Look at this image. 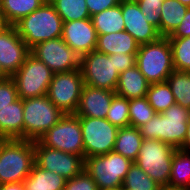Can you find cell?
Masks as SVG:
<instances>
[{
  "label": "cell",
  "instance_id": "7",
  "mask_svg": "<svg viewBox=\"0 0 190 190\" xmlns=\"http://www.w3.org/2000/svg\"><path fill=\"white\" fill-rule=\"evenodd\" d=\"M176 148L155 139H143L137 159L134 161L158 184L168 186L171 163Z\"/></svg>",
  "mask_w": 190,
  "mask_h": 190
},
{
  "label": "cell",
  "instance_id": "1",
  "mask_svg": "<svg viewBox=\"0 0 190 190\" xmlns=\"http://www.w3.org/2000/svg\"><path fill=\"white\" fill-rule=\"evenodd\" d=\"M189 119L190 109L175 103L162 113H156L138 129L143 139L159 140L179 149L183 145Z\"/></svg>",
  "mask_w": 190,
  "mask_h": 190
},
{
  "label": "cell",
  "instance_id": "24",
  "mask_svg": "<svg viewBox=\"0 0 190 190\" xmlns=\"http://www.w3.org/2000/svg\"><path fill=\"white\" fill-rule=\"evenodd\" d=\"M143 137L136 127H123L117 131L114 152L129 158L133 162L137 159Z\"/></svg>",
  "mask_w": 190,
  "mask_h": 190
},
{
  "label": "cell",
  "instance_id": "47",
  "mask_svg": "<svg viewBox=\"0 0 190 190\" xmlns=\"http://www.w3.org/2000/svg\"><path fill=\"white\" fill-rule=\"evenodd\" d=\"M102 190H123V188H122V187H120V188H113V189H102Z\"/></svg>",
  "mask_w": 190,
  "mask_h": 190
},
{
  "label": "cell",
  "instance_id": "42",
  "mask_svg": "<svg viewBox=\"0 0 190 190\" xmlns=\"http://www.w3.org/2000/svg\"><path fill=\"white\" fill-rule=\"evenodd\" d=\"M179 149L190 152V119L187 122V132H186L183 145Z\"/></svg>",
  "mask_w": 190,
  "mask_h": 190
},
{
  "label": "cell",
  "instance_id": "12",
  "mask_svg": "<svg viewBox=\"0 0 190 190\" xmlns=\"http://www.w3.org/2000/svg\"><path fill=\"white\" fill-rule=\"evenodd\" d=\"M84 80L80 68L53 74L47 97L63 113L75 114L77 111Z\"/></svg>",
  "mask_w": 190,
  "mask_h": 190
},
{
  "label": "cell",
  "instance_id": "21",
  "mask_svg": "<svg viewBox=\"0 0 190 190\" xmlns=\"http://www.w3.org/2000/svg\"><path fill=\"white\" fill-rule=\"evenodd\" d=\"M139 44L125 30L112 32L109 34L98 35L96 51L111 54H137Z\"/></svg>",
  "mask_w": 190,
  "mask_h": 190
},
{
  "label": "cell",
  "instance_id": "46",
  "mask_svg": "<svg viewBox=\"0 0 190 190\" xmlns=\"http://www.w3.org/2000/svg\"><path fill=\"white\" fill-rule=\"evenodd\" d=\"M159 190H181V189H177V188H171V187L163 186V187H161Z\"/></svg>",
  "mask_w": 190,
  "mask_h": 190
},
{
  "label": "cell",
  "instance_id": "18",
  "mask_svg": "<svg viewBox=\"0 0 190 190\" xmlns=\"http://www.w3.org/2000/svg\"><path fill=\"white\" fill-rule=\"evenodd\" d=\"M115 94V91L84 85L75 115L91 118H106Z\"/></svg>",
  "mask_w": 190,
  "mask_h": 190
},
{
  "label": "cell",
  "instance_id": "33",
  "mask_svg": "<svg viewBox=\"0 0 190 190\" xmlns=\"http://www.w3.org/2000/svg\"><path fill=\"white\" fill-rule=\"evenodd\" d=\"M146 96L129 100L130 126L139 128L156 115Z\"/></svg>",
  "mask_w": 190,
  "mask_h": 190
},
{
  "label": "cell",
  "instance_id": "19",
  "mask_svg": "<svg viewBox=\"0 0 190 190\" xmlns=\"http://www.w3.org/2000/svg\"><path fill=\"white\" fill-rule=\"evenodd\" d=\"M150 83L140 72L137 65L119 74L115 93L128 100L144 97Z\"/></svg>",
  "mask_w": 190,
  "mask_h": 190
},
{
  "label": "cell",
  "instance_id": "26",
  "mask_svg": "<svg viewBox=\"0 0 190 190\" xmlns=\"http://www.w3.org/2000/svg\"><path fill=\"white\" fill-rule=\"evenodd\" d=\"M97 35L121 32L125 30L121 1L115 7L103 10L90 17Z\"/></svg>",
  "mask_w": 190,
  "mask_h": 190
},
{
  "label": "cell",
  "instance_id": "10",
  "mask_svg": "<svg viewBox=\"0 0 190 190\" xmlns=\"http://www.w3.org/2000/svg\"><path fill=\"white\" fill-rule=\"evenodd\" d=\"M44 146L84 158V145L79 116L65 114L38 139Z\"/></svg>",
  "mask_w": 190,
  "mask_h": 190
},
{
  "label": "cell",
  "instance_id": "27",
  "mask_svg": "<svg viewBox=\"0 0 190 190\" xmlns=\"http://www.w3.org/2000/svg\"><path fill=\"white\" fill-rule=\"evenodd\" d=\"M46 0H0L1 14L8 25H14L21 18L38 9Z\"/></svg>",
  "mask_w": 190,
  "mask_h": 190
},
{
  "label": "cell",
  "instance_id": "25",
  "mask_svg": "<svg viewBox=\"0 0 190 190\" xmlns=\"http://www.w3.org/2000/svg\"><path fill=\"white\" fill-rule=\"evenodd\" d=\"M167 187L190 190V152L175 150Z\"/></svg>",
  "mask_w": 190,
  "mask_h": 190
},
{
  "label": "cell",
  "instance_id": "48",
  "mask_svg": "<svg viewBox=\"0 0 190 190\" xmlns=\"http://www.w3.org/2000/svg\"><path fill=\"white\" fill-rule=\"evenodd\" d=\"M124 1L138 2V1H140V0H124Z\"/></svg>",
  "mask_w": 190,
  "mask_h": 190
},
{
  "label": "cell",
  "instance_id": "8",
  "mask_svg": "<svg viewBox=\"0 0 190 190\" xmlns=\"http://www.w3.org/2000/svg\"><path fill=\"white\" fill-rule=\"evenodd\" d=\"M53 74L46 64L30 53L20 69L11 77L16 84L18 98L47 95Z\"/></svg>",
  "mask_w": 190,
  "mask_h": 190
},
{
  "label": "cell",
  "instance_id": "31",
  "mask_svg": "<svg viewBox=\"0 0 190 190\" xmlns=\"http://www.w3.org/2000/svg\"><path fill=\"white\" fill-rule=\"evenodd\" d=\"M161 187L135 162L130 166L122 185L123 190H159Z\"/></svg>",
  "mask_w": 190,
  "mask_h": 190
},
{
  "label": "cell",
  "instance_id": "38",
  "mask_svg": "<svg viewBox=\"0 0 190 190\" xmlns=\"http://www.w3.org/2000/svg\"><path fill=\"white\" fill-rule=\"evenodd\" d=\"M121 0H86L90 16L96 15L103 10L115 7Z\"/></svg>",
  "mask_w": 190,
  "mask_h": 190
},
{
  "label": "cell",
  "instance_id": "5",
  "mask_svg": "<svg viewBox=\"0 0 190 190\" xmlns=\"http://www.w3.org/2000/svg\"><path fill=\"white\" fill-rule=\"evenodd\" d=\"M63 116L47 95L23 99V139L38 140Z\"/></svg>",
  "mask_w": 190,
  "mask_h": 190
},
{
  "label": "cell",
  "instance_id": "45",
  "mask_svg": "<svg viewBox=\"0 0 190 190\" xmlns=\"http://www.w3.org/2000/svg\"><path fill=\"white\" fill-rule=\"evenodd\" d=\"M6 78H7V76L5 75V73L3 72V70L0 68V80H4Z\"/></svg>",
  "mask_w": 190,
  "mask_h": 190
},
{
  "label": "cell",
  "instance_id": "16",
  "mask_svg": "<svg viewBox=\"0 0 190 190\" xmlns=\"http://www.w3.org/2000/svg\"><path fill=\"white\" fill-rule=\"evenodd\" d=\"M121 9L125 31L139 45L156 41L161 37L158 29L146 20L137 2L121 0Z\"/></svg>",
  "mask_w": 190,
  "mask_h": 190
},
{
  "label": "cell",
  "instance_id": "14",
  "mask_svg": "<svg viewBox=\"0 0 190 190\" xmlns=\"http://www.w3.org/2000/svg\"><path fill=\"white\" fill-rule=\"evenodd\" d=\"M30 53L46 64L54 74L80 68V55L71 49L62 37L43 41L34 46Z\"/></svg>",
  "mask_w": 190,
  "mask_h": 190
},
{
  "label": "cell",
  "instance_id": "4",
  "mask_svg": "<svg viewBox=\"0 0 190 190\" xmlns=\"http://www.w3.org/2000/svg\"><path fill=\"white\" fill-rule=\"evenodd\" d=\"M136 65L150 84L165 82L175 70L168 37L161 36L156 41L139 45Z\"/></svg>",
  "mask_w": 190,
  "mask_h": 190
},
{
  "label": "cell",
  "instance_id": "44",
  "mask_svg": "<svg viewBox=\"0 0 190 190\" xmlns=\"http://www.w3.org/2000/svg\"><path fill=\"white\" fill-rule=\"evenodd\" d=\"M178 1L190 8V0H178Z\"/></svg>",
  "mask_w": 190,
  "mask_h": 190
},
{
  "label": "cell",
  "instance_id": "9",
  "mask_svg": "<svg viewBox=\"0 0 190 190\" xmlns=\"http://www.w3.org/2000/svg\"><path fill=\"white\" fill-rule=\"evenodd\" d=\"M80 70L84 85L115 91L119 72L115 66V54L107 55L96 50L81 56Z\"/></svg>",
  "mask_w": 190,
  "mask_h": 190
},
{
  "label": "cell",
  "instance_id": "43",
  "mask_svg": "<svg viewBox=\"0 0 190 190\" xmlns=\"http://www.w3.org/2000/svg\"><path fill=\"white\" fill-rule=\"evenodd\" d=\"M8 24L6 23L3 15L0 13V31H2Z\"/></svg>",
  "mask_w": 190,
  "mask_h": 190
},
{
  "label": "cell",
  "instance_id": "15",
  "mask_svg": "<svg viewBox=\"0 0 190 190\" xmlns=\"http://www.w3.org/2000/svg\"><path fill=\"white\" fill-rule=\"evenodd\" d=\"M29 54V47L14 25L0 31V68L7 77H12L20 69Z\"/></svg>",
  "mask_w": 190,
  "mask_h": 190
},
{
  "label": "cell",
  "instance_id": "37",
  "mask_svg": "<svg viewBox=\"0 0 190 190\" xmlns=\"http://www.w3.org/2000/svg\"><path fill=\"white\" fill-rule=\"evenodd\" d=\"M18 99L16 84L11 77L0 80V110Z\"/></svg>",
  "mask_w": 190,
  "mask_h": 190
},
{
  "label": "cell",
  "instance_id": "34",
  "mask_svg": "<svg viewBox=\"0 0 190 190\" xmlns=\"http://www.w3.org/2000/svg\"><path fill=\"white\" fill-rule=\"evenodd\" d=\"M106 119L118 128L129 127V100L115 94L112 98Z\"/></svg>",
  "mask_w": 190,
  "mask_h": 190
},
{
  "label": "cell",
  "instance_id": "39",
  "mask_svg": "<svg viewBox=\"0 0 190 190\" xmlns=\"http://www.w3.org/2000/svg\"><path fill=\"white\" fill-rule=\"evenodd\" d=\"M136 65V54H115V66L120 73Z\"/></svg>",
  "mask_w": 190,
  "mask_h": 190
},
{
  "label": "cell",
  "instance_id": "28",
  "mask_svg": "<svg viewBox=\"0 0 190 190\" xmlns=\"http://www.w3.org/2000/svg\"><path fill=\"white\" fill-rule=\"evenodd\" d=\"M63 22L90 18L86 0H48Z\"/></svg>",
  "mask_w": 190,
  "mask_h": 190
},
{
  "label": "cell",
  "instance_id": "2",
  "mask_svg": "<svg viewBox=\"0 0 190 190\" xmlns=\"http://www.w3.org/2000/svg\"><path fill=\"white\" fill-rule=\"evenodd\" d=\"M63 20L46 0L38 9L14 24L18 35L31 50L37 44L62 37Z\"/></svg>",
  "mask_w": 190,
  "mask_h": 190
},
{
  "label": "cell",
  "instance_id": "20",
  "mask_svg": "<svg viewBox=\"0 0 190 190\" xmlns=\"http://www.w3.org/2000/svg\"><path fill=\"white\" fill-rule=\"evenodd\" d=\"M0 139H23V99L0 110Z\"/></svg>",
  "mask_w": 190,
  "mask_h": 190
},
{
  "label": "cell",
  "instance_id": "22",
  "mask_svg": "<svg viewBox=\"0 0 190 190\" xmlns=\"http://www.w3.org/2000/svg\"><path fill=\"white\" fill-rule=\"evenodd\" d=\"M66 180L63 176L44 170L34 163L23 183L25 190H64Z\"/></svg>",
  "mask_w": 190,
  "mask_h": 190
},
{
  "label": "cell",
  "instance_id": "32",
  "mask_svg": "<svg viewBox=\"0 0 190 190\" xmlns=\"http://www.w3.org/2000/svg\"><path fill=\"white\" fill-rule=\"evenodd\" d=\"M168 40L172 49L174 69L190 72V36L168 37Z\"/></svg>",
  "mask_w": 190,
  "mask_h": 190
},
{
  "label": "cell",
  "instance_id": "3",
  "mask_svg": "<svg viewBox=\"0 0 190 190\" xmlns=\"http://www.w3.org/2000/svg\"><path fill=\"white\" fill-rule=\"evenodd\" d=\"M34 164V141L0 139V184L19 183Z\"/></svg>",
  "mask_w": 190,
  "mask_h": 190
},
{
  "label": "cell",
  "instance_id": "6",
  "mask_svg": "<svg viewBox=\"0 0 190 190\" xmlns=\"http://www.w3.org/2000/svg\"><path fill=\"white\" fill-rule=\"evenodd\" d=\"M133 161L114 151L85 158V171L95 180L98 190L120 188Z\"/></svg>",
  "mask_w": 190,
  "mask_h": 190
},
{
  "label": "cell",
  "instance_id": "30",
  "mask_svg": "<svg viewBox=\"0 0 190 190\" xmlns=\"http://www.w3.org/2000/svg\"><path fill=\"white\" fill-rule=\"evenodd\" d=\"M146 98L157 113H162L176 103L167 81L151 83L148 87Z\"/></svg>",
  "mask_w": 190,
  "mask_h": 190
},
{
  "label": "cell",
  "instance_id": "40",
  "mask_svg": "<svg viewBox=\"0 0 190 190\" xmlns=\"http://www.w3.org/2000/svg\"><path fill=\"white\" fill-rule=\"evenodd\" d=\"M190 36V8H188L183 20L176 30L168 37H189Z\"/></svg>",
  "mask_w": 190,
  "mask_h": 190
},
{
  "label": "cell",
  "instance_id": "17",
  "mask_svg": "<svg viewBox=\"0 0 190 190\" xmlns=\"http://www.w3.org/2000/svg\"><path fill=\"white\" fill-rule=\"evenodd\" d=\"M97 38L98 35L91 18L64 22L63 24V41L80 57L96 49Z\"/></svg>",
  "mask_w": 190,
  "mask_h": 190
},
{
  "label": "cell",
  "instance_id": "36",
  "mask_svg": "<svg viewBox=\"0 0 190 190\" xmlns=\"http://www.w3.org/2000/svg\"><path fill=\"white\" fill-rule=\"evenodd\" d=\"M64 190H98L95 180L85 169L75 177L67 179Z\"/></svg>",
  "mask_w": 190,
  "mask_h": 190
},
{
  "label": "cell",
  "instance_id": "35",
  "mask_svg": "<svg viewBox=\"0 0 190 190\" xmlns=\"http://www.w3.org/2000/svg\"><path fill=\"white\" fill-rule=\"evenodd\" d=\"M164 0H140L138 5L143 12L146 20L154 25L160 33V7Z\"/></svg>",
  "mask_w": 190,
  "mask_h": 190
},
{
  "label": "cell",
  "instance_id": "11",
  "mask_svg": "<svg viewBox=\"0 0 190 190\" xmlns=\"http://www.w3.org/2000/svg\"><path fill=\"white\" fill-rule=\"evenodd\" d=\"M84 145V159L114 150L118 127L106 118L79 116Z\"/></svg>",
  "mask_w": 190,
  "mask_h": 190
},
{
  "label": "cell",
  "instance_id": "23",
  "mask_svg": "<svg viewBox=\"0 0 190 190\" xmlns=\"http://www.w3.org/2000/svg\"><path fill=\"white\" fill-rule=\"evenodd\" d=\"M188 6L178 0H164L160 7V35L170 36L183 20Z\"/></svg>",
  "mask_w": 190,
  "mask_h": 190
},
{
  "label": "cell",
  "instance_id": "29",
  "mask_svg": "<svg viewBox=\"0 0 190 190\" xmlns=\"http://www.w3.org/2000/svg\"><path fill=\"white\" fill-rule=\"evenodd\" d=\"M176 104L190 109V72L174 70L167 78Z\"/></svg>",
  "mask_w": 190,
  "mask_h": 190
},
{
  "label": "cell",
  "instance_id": "41",
  "mask_svg": "<svg viewBox=\"0 0 190 190\" xmlns=\"http://www.w3.org/2000/svg\"><path fill=\"white\" fill-rule=\"evenodd\" d=\"M0 190H25L24 183H4L0 184Z\"/></svg>",
  "mask_w": 190,
  "mask_h": 190
},
{
  "label": "cell",
  "instance_id": "13",
  "mask_svg": "<svg viewBox=\"0 0 190 190\" xmlns=\"http://www.w3.org/2000/svg\"><path fill=\"white\" fill-rule=\"evenodd\" d=\"M34 163L44 170L63 176L65 179L75 177L85 167V159L80 155L46 147L39 140L34 141Z\"/></svg>",
  "mask_w": 190,
  "mask_h": 190
}]
</instances>
